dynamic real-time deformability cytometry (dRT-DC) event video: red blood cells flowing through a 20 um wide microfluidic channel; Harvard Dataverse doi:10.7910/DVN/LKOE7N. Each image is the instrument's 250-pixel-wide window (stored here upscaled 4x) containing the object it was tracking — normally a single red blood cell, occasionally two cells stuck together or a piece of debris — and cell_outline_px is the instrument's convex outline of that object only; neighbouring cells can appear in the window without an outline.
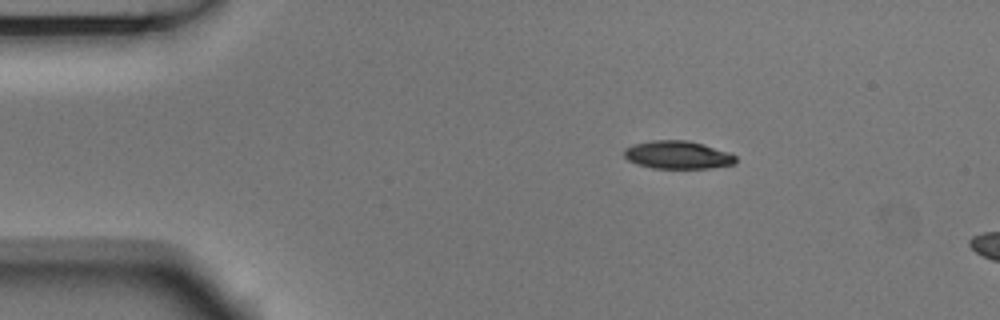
{"species": "Egyptian fruit bat (a non-hibernating species)", "species_latin": "Rousettus aegyptiacus", "temperature_condition": "room temperature", "stored_images_in_passage": 3, "camera_frame_rate_fps": 3000, "um_per_image_px": 0.085, "animal": {"sex": "male"}, "frame": {"image": 1, "passage_image": 1, "time_ms": 0.0, "image_size_px": [1000, 320], "cell_outline_px": [[736, 164], [712, 168], [652, 168], [636, 164], [628, 160], [624, 156], [624, 148], [632, 144], [652, 140], [688, 140], [704, 144], [728, 152], [736, 156]], "centroid_in_image_um": [57.59, 13.16], "position_along_channel_um": 27.4, "area_um2": 18.38}}